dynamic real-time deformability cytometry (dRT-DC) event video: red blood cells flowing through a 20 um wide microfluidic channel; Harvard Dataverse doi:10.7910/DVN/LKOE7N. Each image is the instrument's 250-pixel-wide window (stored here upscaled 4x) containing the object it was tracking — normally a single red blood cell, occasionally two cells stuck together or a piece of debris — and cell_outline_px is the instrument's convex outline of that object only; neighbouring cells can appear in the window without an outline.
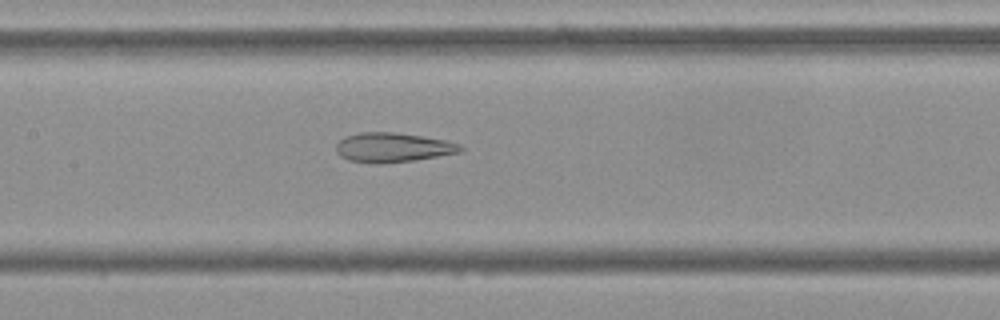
{"species": "Egyptian fruit bat (a non-hibernating species)", "species_latin": "Rousettus aegyptiacus", "temperature_condition": "cold", "stored_images_in_passage": 42, "camera_frame_rate_fps": 3000, "um_per_image_px": 0.085, "frame": {"image": 1, "passage_image": 14, "time_ms": 4.333, "image_size_px": [1000, 320], "cell_outline_px": [[464, 148], [460, 152], [412, 160], [380, 164], [348, 160], [340, 156], [336, 152], [336, 144], [344, 136], [360, 132], [396, 132], [444, 140], [460, 144]], "centroid_in_image_um": [33.34, 12.53], "position_along_channel_um": 174.1, "area_um2": 21.21}}
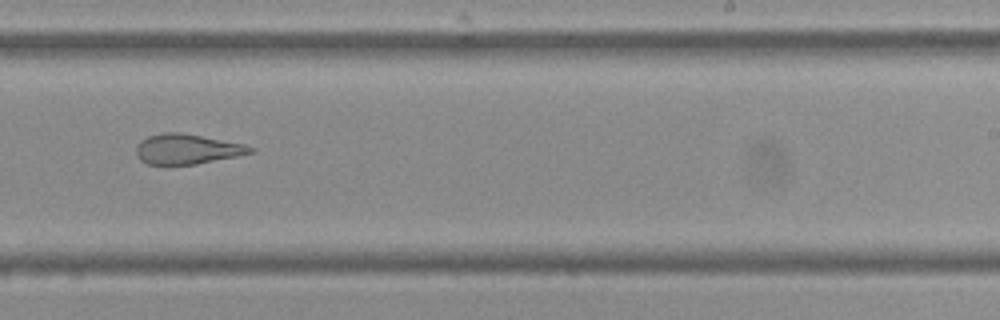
{"frame": {"image": 2, "passage_image": 22, "time_ms": 7.0, "image_size_px": [1000, 320], "cell_outline_px": [[256, 152], [240, 156], [196, 164], [148, 164], [140, 160], [136, 156], [136, 148], [140, 140], [148, 136], [160, 132], [180, 132], [244, 144], [256, 148]], "centroid_in_image_um": [15.92, 12.67], "position_along_channel_um": 273.1, "area_um2": 20.17}}
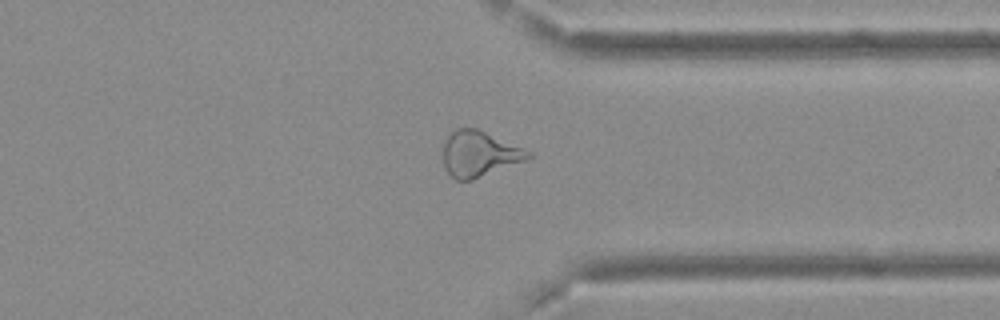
{"frame": {"image": 3, "passage_image": 30, "time_ms": 9.667, "image_size_px": [1000, 320], "cell_outline_px": [[532, 156], [528, 160], [472, 180], [456, 180], [444, 168], [444, 144], [448, 136], [456, 128], [476, 128], [524, 148], [532, 152]], "centroid_in_image_um": [40.77, 13.09], "position_along_channel_um": 370.6, "area_um2": 22.54}, "authors_computed_cell_mechanics": {"area_um2": 22.7443, "velocity_mm_per_s": 3.732, "shape_relaxation_time_tau1_ms": null, "shape_relaxation_time_tau2_ms": 2.4406, "deformation_change_tau1": null, "deformation_change_tau2": 0.1216}}